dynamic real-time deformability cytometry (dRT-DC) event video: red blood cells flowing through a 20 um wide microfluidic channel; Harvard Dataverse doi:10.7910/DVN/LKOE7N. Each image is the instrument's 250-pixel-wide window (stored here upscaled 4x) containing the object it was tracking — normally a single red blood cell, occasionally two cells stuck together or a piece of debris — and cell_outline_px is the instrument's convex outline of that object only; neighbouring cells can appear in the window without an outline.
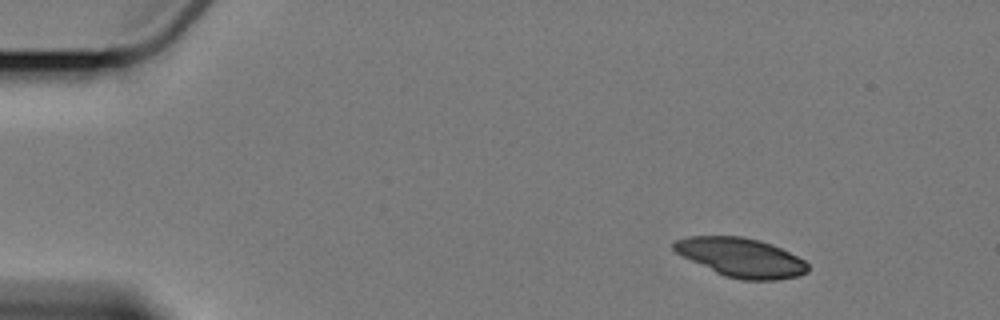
{"species": "Egyptian fruit bat (a non-hibernating species)", "species_latin": "Rousettus aegyptiacus", "temperature_condition": "cold", "stored_images_in_passage": 4, "camera_frame_rate_fps": 3000, "um_per_image_px": 0.085, "animal": {"sex": "female"}, "frame": {"image": 1, "passage_image": 1, "time_ms": 0.0, "image_size_px": [1000, 320], "cell_outline_px": [[808, 272], [796, 276], [776, 280], [744, 280], [724, 276], [676, 252], [672, 248], [672, 244], [676, 240], [688, 236], [744, 236], [760, 240], [772, 244], [804, 260], [808, 264]], "centroid_in_image_um": [63.0, 21.87], "position_along_channel_um": 22.0, "area_um2": 30.17}}